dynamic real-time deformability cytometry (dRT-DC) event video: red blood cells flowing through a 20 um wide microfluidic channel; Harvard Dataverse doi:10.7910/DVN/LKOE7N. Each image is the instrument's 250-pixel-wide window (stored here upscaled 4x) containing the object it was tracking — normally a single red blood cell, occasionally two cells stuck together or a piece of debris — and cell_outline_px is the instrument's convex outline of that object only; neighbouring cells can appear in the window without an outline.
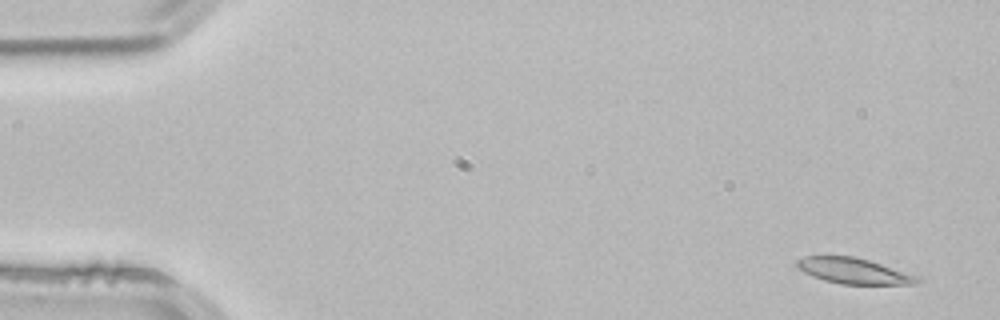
{"species": "common noctule bat (a hibernating species)", "species_latin": "Nyctalus noctula", "temperature_condition": "room temperature", "stored_images_in_passage": 3, "camera_frame_rate_fps": 3000, "um_per_image_px": 0.085, "animal": {"sex": "male", "body_mass_g": 21.5, "forearm_length_mm": 52.0}, "frame": {"image": 1, "passage_image": 1, "time_ms": 0.0, "image_size_px": [1000, 320], "cell_outline_px": [[920, 280], [916, 284], [840, 284], [824, 280], [812, 276], [804, 272], [796, 264], [796, 260], [804, 256], [852, 256], [868, 260], [920, 276]], "centroid_in_image_um": [72.57, 23.03], "position_along_channel_um": 12.4, "area_um2": 17.92}}
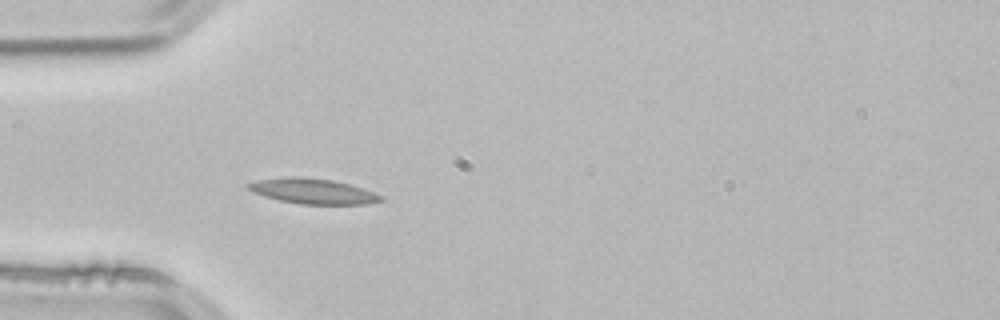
{"frame": {"image": 2, "passage_image": 3, "time_ms": 0.667, "image_size_px": [1000, 320], "cell_outline_px": [[384, 200], [368, 204], [300, 204], [280, 200], [264, 196], [252, 192], [244, 188], [244, 184], [256, 180], [292, 176], [300, 176], [332, 180], [348, 184], [384, 196]], "centroid_in_image_um": [26.53, 16.25], "position_along_channel_um": 58.5, "area_um2": 19.59}}